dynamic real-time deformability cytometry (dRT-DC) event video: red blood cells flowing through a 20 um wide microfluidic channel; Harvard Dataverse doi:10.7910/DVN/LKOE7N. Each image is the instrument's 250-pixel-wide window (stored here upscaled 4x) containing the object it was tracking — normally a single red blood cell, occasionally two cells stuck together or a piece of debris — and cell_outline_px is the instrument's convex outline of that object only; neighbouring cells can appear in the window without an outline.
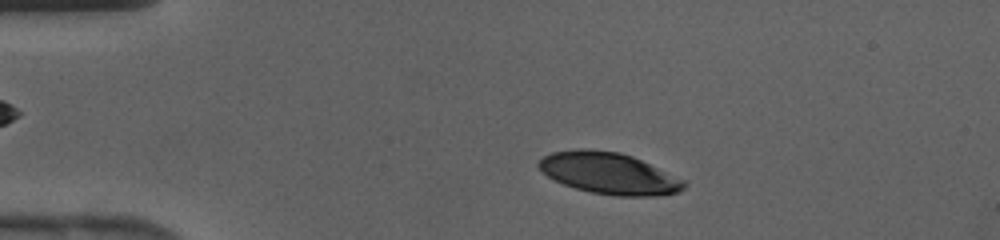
{"species": "human", "species_latin": "Homo sapiens", "temperature_condition": "cold", "stored_images_in_passage": 40, "camera_frame_rate_fps": 3000, "um_per_image_px": 0.085, "donor": {"sex": "female"}, "frame": {"image": 1, "passage_image": 6, "time_ms": 1.667, "image_size_px": [1000, 240], "cell_outline_px": [[688, 184], [684, 188], [676, 192], [652, 196], [616, 196], [592, 192], [576, 188], [564, 184], [548, 176], [536, 164], [544, 156], [552, 152], [580, 148], [588, 148], [620, 152], [632, 156], [684, 180]], "centroid_in_image_um": [51.75, 14.72], "position_along_channel_um": 33.3, "area_um2": 34.8}}
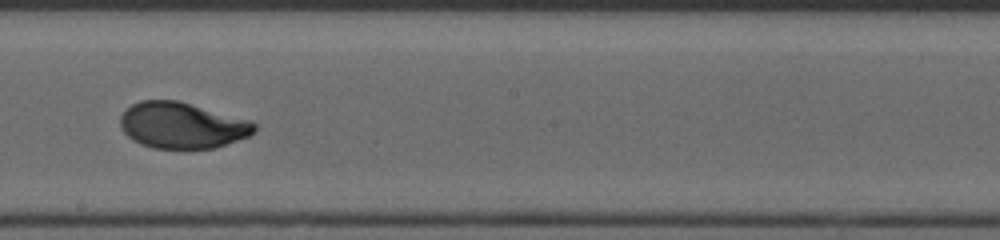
{"frame": {"image": 2, "passage_image": 22, "time_ms": 7.0, "image_size_px": [1000, 240], "cell_outline_px": [[256, 132], [248, 136], [216, 148], [152, 148], [140, 144], [132, 140], [120, 128], [120, 116], [132, 104], [140, 100], [180, 100], [252, 120], [256, 124]], "centroid_in_image_um": [15.5, 10.64], "position_along_channel_um": 232.7, "area_um2": 36.41}}
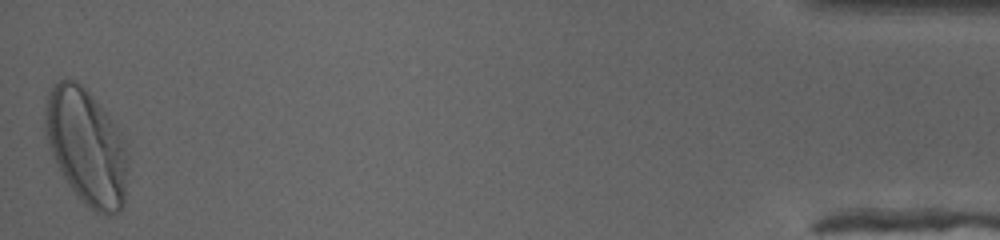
{"frame": {"image": 3, "passage_image": 40, "time_ms": 13.0, "image_size_px": [1000, 240], "cell_outline_px": [[128, 164], [124, 204], [120, 212], [112, 216], [108, 216], [96, 212], [84, 204], [68, 184], [52, 152], [44, 128], [44, 112], [48, 92], [60, 80], [68, 76], [76, 80], [92, 96], [112, 120], [120, 132], [124, 140], [128, 152]], "centroid_in_image_um": [7.38, 12.49], "position_along_channel_um": 427.8, "area_um2": 55.83}}